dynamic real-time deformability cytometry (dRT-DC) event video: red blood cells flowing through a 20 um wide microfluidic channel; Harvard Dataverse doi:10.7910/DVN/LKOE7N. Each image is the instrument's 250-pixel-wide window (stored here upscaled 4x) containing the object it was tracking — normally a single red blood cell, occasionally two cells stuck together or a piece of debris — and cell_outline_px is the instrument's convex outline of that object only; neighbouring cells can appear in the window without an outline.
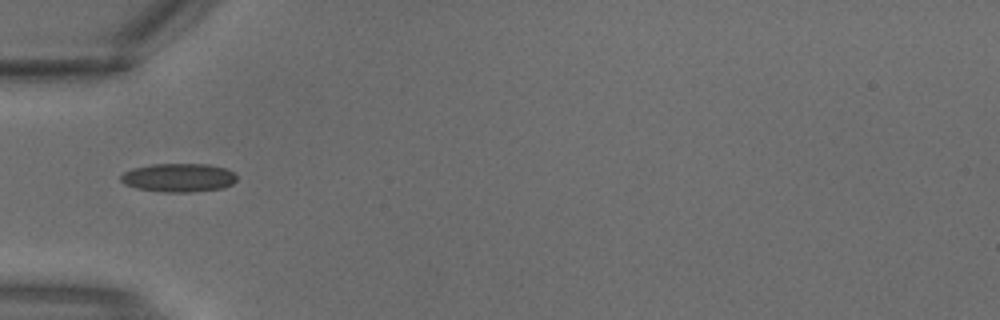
{"species": "common noctule bat (a hibernating species)", "species_latin": "Nyctalus noctula", "temperature_condition": "warm", "stored_images_in_passage": 1, "camera_frame_rate_fps": 3000, "um_per_image_px": 0.085, "animal": {"sex": "male", "body_mass_g": 18.8}, "frame": {"image": 1, "passage_image": 1, "time_ms": 0.0, "image_size_px": [1000, 320], "cell_outline_px": [[236, 180], [232, 184], [224, 188], [192, 192], [164, 192], [136, 188], [124, 184], [120, 180], [120, 176], [124, 172], [132, 168], [152, 164], [208, 164], [224, 168], [232, 172], [236, 176]], "centroid_in_image_um": [15.16, 15.1], "position_along_channel_um": 69.8, "area_um2": 19.36}}